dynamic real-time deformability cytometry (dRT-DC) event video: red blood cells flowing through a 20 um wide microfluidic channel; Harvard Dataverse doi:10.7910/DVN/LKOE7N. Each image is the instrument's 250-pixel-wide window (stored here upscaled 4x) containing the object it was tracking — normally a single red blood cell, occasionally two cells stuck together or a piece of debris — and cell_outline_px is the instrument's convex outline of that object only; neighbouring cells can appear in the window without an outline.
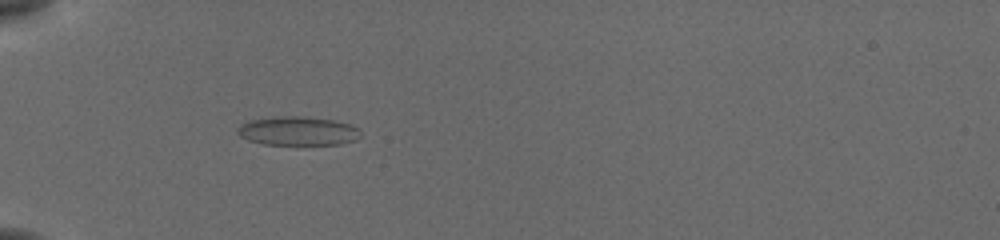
{"species": "common noctule bat (a hibernating species)", "species_latin": "Nyctalus noctula", "temperature_condition": "cold", "stored_images_in_passage": 41, "camera_frame_rate_fps": 3000, "um_per_image_px": 0.085, "animal": {"sex": "female", "body_mass_g": 19.5, "forearm_length_mm": 54.1}, "frame": {"image": 1, "passage_image": 11, "time_ms": 3.333, "image_size_px": [1000, 240], "cell_outline_px": [[360, 136], [356, 140], [336, 144], [264, 144], [248, 140], [240, 136], [236, 132], [236, 128], [240, 124], [248, 120], [276, 116], [300, 116], [332, 120], [352, 124], [360, 128]], "centroid_in_image_um": [25.29, 11.12], "position_along_channel_um": 59.7, "area_um2": 20.81}}
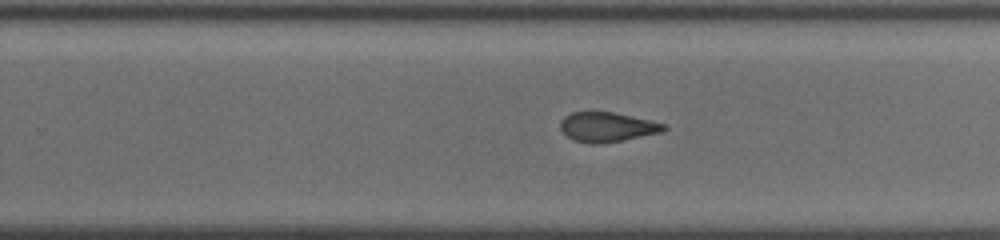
{"frame": {"image": 2, "passage_image": 29, "time_ms": 9.333, "image_size_px": [1000, 240], "cell_outline_px": [[668, 128], [660, 132], [624, 140], [600, 144], [592, 144], [572, 140], [560, 128], [560, 120], [564, 116], [572, 112], [612, 112], [652, 120], [664, 124]], "centroid_in_image_um": [51.59, 10.8], "position_along_channel_um": 278.2, "area_um2": 17.86}}
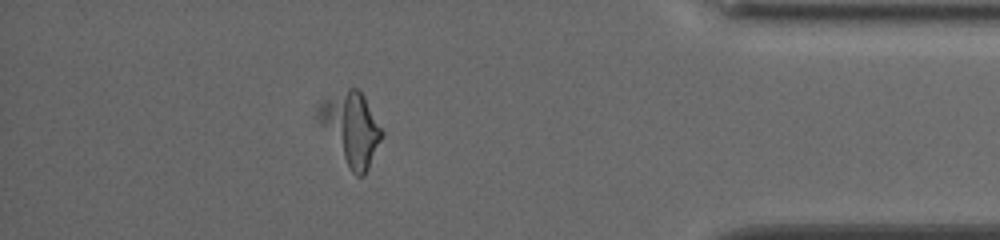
{"frame": {"image": 3, "passage_image": 41, "time_ms": 13.333, "image_size_px": [1000, 240], "cell_outline_px": [[384, 132], [368, 168], [364, 176], [356, 176], [352, 172], [316, 116], [316, 108], [324, 100], [348, 88], [356, 88], [364, 96]], "centroid_in_image_um": [29.87, 10.89], "position_along_channel_um": 405.3, "area_um2": 25.78}, "authors_computed_cell_mechanics": {"area_um2": 18.8428, "velocity_mm_per_s": 3.8705, "shape_relaxation_time_tau1_ms": null, "shape_relaxation_time_tau2_ms": 2.1571, "deformation_change_tau1": null, "deformation_change_tau2": 0.084}}